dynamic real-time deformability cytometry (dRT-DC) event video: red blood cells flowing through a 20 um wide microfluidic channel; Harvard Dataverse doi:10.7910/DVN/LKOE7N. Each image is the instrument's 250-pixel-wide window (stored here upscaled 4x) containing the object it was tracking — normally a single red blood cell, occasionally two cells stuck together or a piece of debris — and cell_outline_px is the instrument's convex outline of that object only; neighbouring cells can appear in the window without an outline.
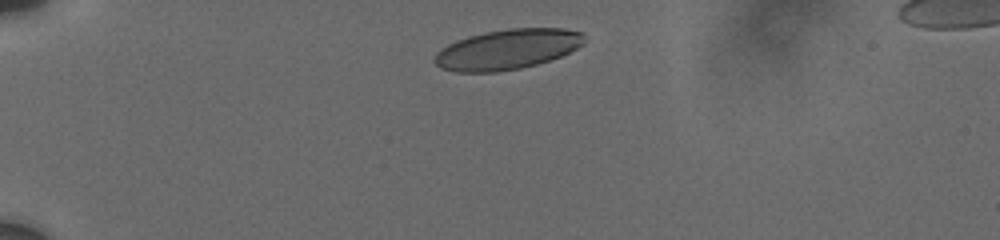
{"species": "human", "species_latin": "Homo sapiens", "temperature_condition": "cold", "stored_images_in_passage": 20, "camera_frame_rate_fps": 3000, "um_per_image_px": 0.085, "donor": {"sex": "male"}, "frame": {"image": 1, "passage_image": 1, "time_ms": 0.0, "image_size_px": [1000, 240], "cell_outline_px": [[584, 44], [560, 56], [536, 64], [520, 68], [496, 72], [456, 72], [440, 68], [432, 60], [436, 52], [440, 48], [456, 40], [468, 36], [484, 32], [508, 28], [564, 28], [580, 32], [584, 36]], "centroid_in_image_um": [43.07, 4.19], "position_along_channel_um": 41.9, "area_um2": 35.08}}
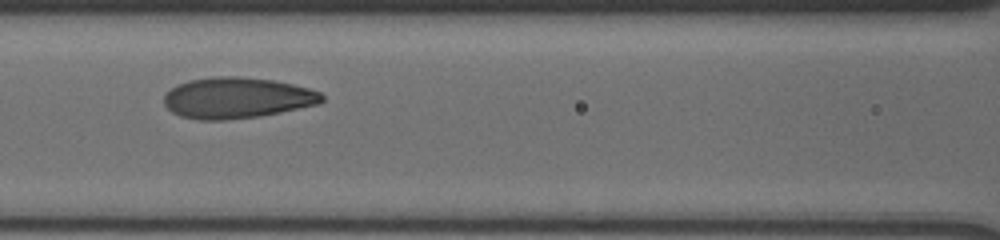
{"frame": {"image": 2, "passage_image": 17, "time_ms": 4.333, "image_size_px": [1000, 240], "cell_outline_px": [[324, 100], [320, 104], [260, 116], [224, 120], [196, 120], [180, 116], [172, 112], [164, 104], [164, 96], [176, 84], [188, 80], [212, 76], [240, 76], [272, 80], [292, 84], [308, 88], [320, 92], [324, 96]], "centroid_in_image_um": [20.13, 8.32], "position_along_channel_um": 146.5, "area_um2": 37.92}}
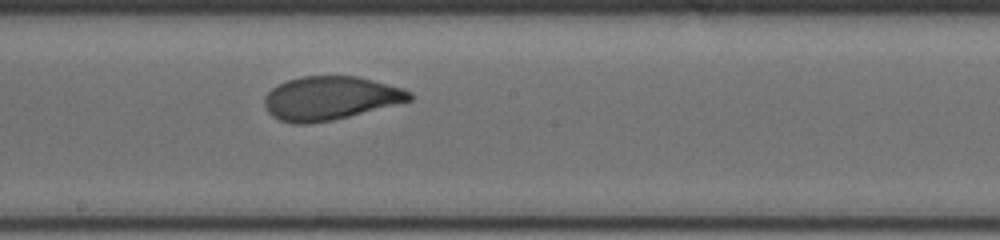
{"frame": {"image": 3, "passage_image": 20, "time_ms": 6.333, "image_size_px": [1000, 240], "cell_outline_px": [[412, 100], [332, 120], [308, 124], [296, 124], [280, 120], [272, 116], [268, 112], [264, 104], [264, 100], [268, 92], [272, 88], [288, 80], [300, 76], [356, 76], [404, 88], [412, 92]], "centroid_in_image_um": [28.06, 8.34], "position_along_channel_um": 220.1, "area_um2": 36.59}}